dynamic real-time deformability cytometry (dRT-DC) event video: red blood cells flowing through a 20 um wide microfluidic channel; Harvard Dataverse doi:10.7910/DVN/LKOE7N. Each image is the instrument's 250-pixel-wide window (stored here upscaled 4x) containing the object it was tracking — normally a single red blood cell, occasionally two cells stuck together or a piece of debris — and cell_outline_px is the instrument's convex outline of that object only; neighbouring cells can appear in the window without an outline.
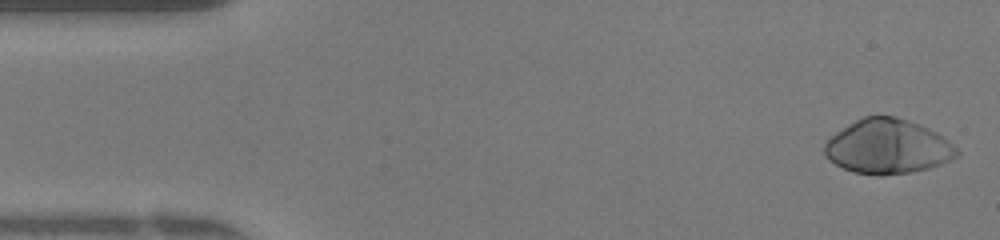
{"species": "human", "species_latin": "Homo sapiens", "temperature_condition": "warm", "stored_images_in_passage": 47, "camera_frame_rate_fps": 3000, "um_per_image_px": 0.085, "donor": {"sex": "female"}, "frame": {"image": 1, "passage_image": 1, "time_ms": 0.0, "image_size_px": [1000, 240], "cell_outline_px": [[960, 152], [956, 156], [940, 164], [928, 168], [912, 172], [880, 176], [876, 176], [852, 172], [828, 160], [824, 152], [824, 144], [836, 132], [856, 120], [864, 116], [896, 116], [920, 124], [936, 132], [948, 140]], "centroid_in_image_um": [75.44, 12.47], "position_along_channel_um": 9.6, "area_um2": 41.91}}
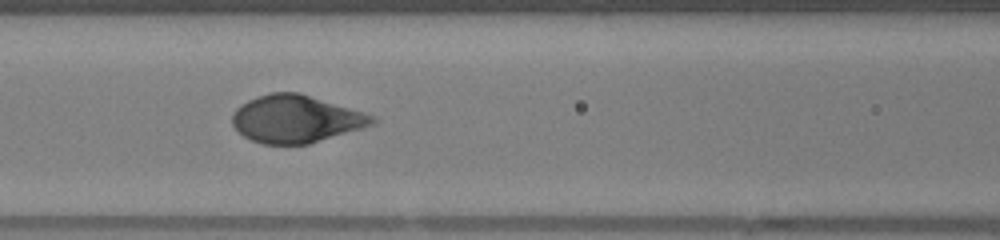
{"frame": {"image": 2, "passage_image": 19, "time_ms": 6.0, "image_size_px": [1000, 240], "cell_outline_px": [[376, 120], [372, 124], [360, 128], [308, 144], [264, 144], [252, 140], [244, 136], [232, 124], [232, 112], [240, 104], [256, 96], [272, 92], [300, 92], [376, 116]], "centroid_in_image_um": [25.11, 10.09], "position_along_channel_um": 141.5, "area_um2": 38.49}}
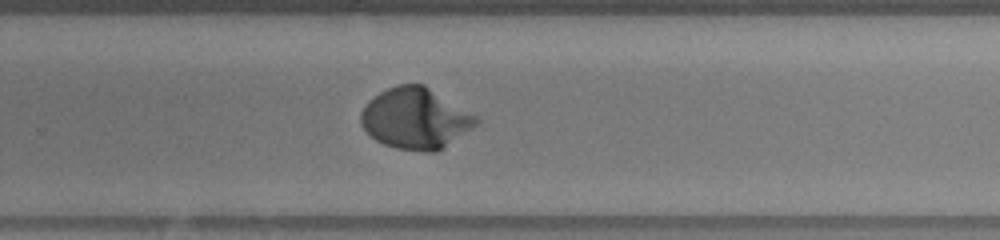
{"frame": {"image": 3, "passage_image": 30, "time_ms": 9.667, "image_size_px": [1000, 240], "cell_outline_px": [[480, 120], [472, 128], [436, 152], [428, 152], [396, 148], [384, 144], [376, 140], [360, 124], [360, 112], [368, 100], [380, 92], [388, 88], [400, 84], [424, 84], [476, 116]], "centroid_in_image_um": [35.28, 10.06], "position_along_channel_um": 294.5, "area_um2": 40.52}, "authors_computed_cell_mechanics": {"area_um2": 39.6508, "velocity_mm_per_s": 4.1818, "shape_relaxation_time_tau1_ms": 2.7801, "shape_relaxation_time_tau2_ms": null, "deformation_change_tau1": 0.2379, "deformation_change_tau2": null}}